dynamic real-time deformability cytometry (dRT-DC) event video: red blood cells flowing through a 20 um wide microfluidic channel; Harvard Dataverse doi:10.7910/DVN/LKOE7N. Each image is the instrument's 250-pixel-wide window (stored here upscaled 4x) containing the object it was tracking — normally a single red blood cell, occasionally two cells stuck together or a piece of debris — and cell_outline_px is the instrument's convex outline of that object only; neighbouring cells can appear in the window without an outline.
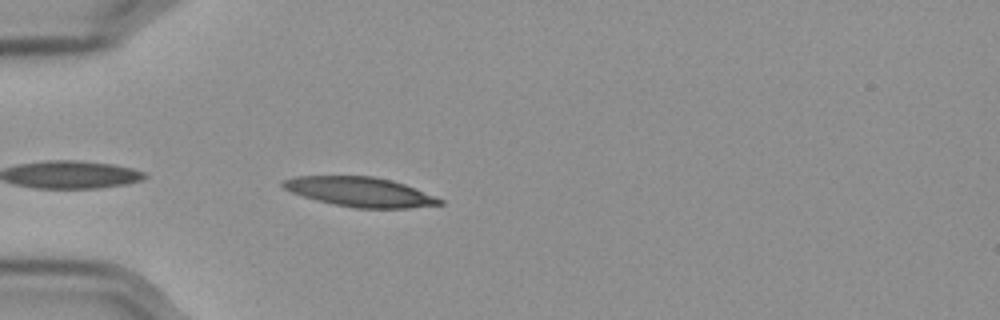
{"species": "Egyptian fruit bat (a non-hibernating species)", "species_latin": "Rousettus aegyptiacus", "temperature_condition": "cold", "stored_images_in_passage": 40, "camera_frame_rate_fps": 3000, "um_per_image_px": 0.085, "frame": {"image": 1, "passage_image": 2, "time_ms": 0.333, "image_size_px": [1000, 320], "cell_outline_px": [[444, 204], [408, 208], [356, 208], [332, 204], [316, 200], [292, 192], [284, 188], [280, 184], [280, 180], [296, 176], [372, 176], [392, 180], [404, 184], [436, 196], [444, 200]], "centroid_in_image_um": [30.6, 16.31], "position_along_channel_um": 54.4, "area_um2": 27.05}}
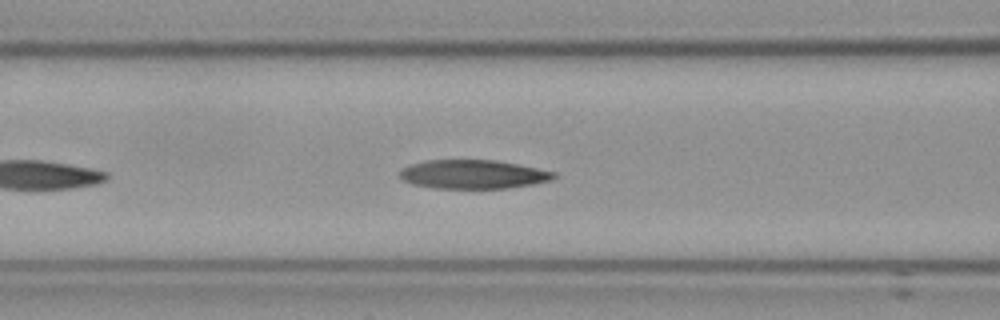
{"frame": {"image": 2, "passage_image": 9, "time_ms": 2.667, "image_size_px": [1000, 320], "cell_outline_px": [[556, 176], [548, 180], [532, 184], [508, 188], [436, 188], [412, 184], [404, 180], [400, 176], [400, 172], [404, 168], [412, 164], [428, 160], [496, 160], [556, 172]], "centroid_in_image_um": [40.21, 14.81], "position_along_channel_um": 126.4, "area_um2": 25.49}}
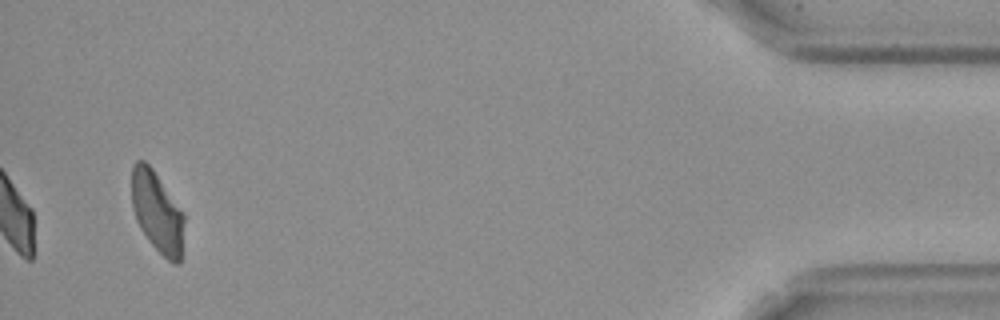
{"frame": {"image": 3, "passage_image": 40, "time_ms": 13.0, "image_size_px": [1000, 320], "cell_outline_px": [[184, 220], [180, 264], [176, 264], [168, 260], [152, 244], [140, 228], [136, 220], [132, 208], [132, 164], [136, 160], [144, 160], [152, 168], [184, 212]], "centroid_in_image_um": [13.35, 18.0], "position_along_channel_um": 421.8, "area_um2": 24.68}, "authors_computed_cell_mechanics": {"area_um2": 25.3453, "velocity_mm_per_s": 3.5552, "shape_relaxation_time_tau1_ms": null, "shape_relaxation_time_tau2_ms": 9.2907, "deformation_change_tau1": null, "deformation_change_tau2": 0.1743}}